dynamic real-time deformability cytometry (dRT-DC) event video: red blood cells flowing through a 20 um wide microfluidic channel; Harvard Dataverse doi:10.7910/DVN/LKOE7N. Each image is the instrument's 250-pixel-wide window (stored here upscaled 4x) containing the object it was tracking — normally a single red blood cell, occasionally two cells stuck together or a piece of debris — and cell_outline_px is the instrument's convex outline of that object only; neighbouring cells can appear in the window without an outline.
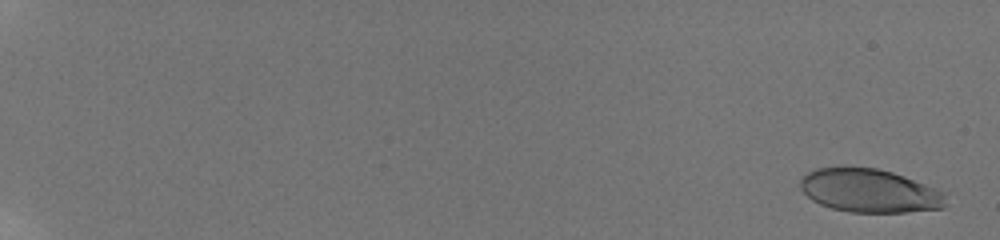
{"species": "human", "species_latin": "Homo sapiens", "temperature_condition": "room temperature", "stored_images_in_passage": 27, "camera_frame_rate_fps": 3000, "um_per_image_px": 0.085, "donor": {"sex": "male"}, "frame": {"image": 1, "passage_image": 3, "time_ms": 0.667, "image_size_px": [1000, 240], "cell_outline_px": [[944, 208], [904, 212], [848, 212], [832, 208], [820, 204], [812, 200], [800, 188], [800, 176], [816, 168], [840, 164], [848, 164], [876, 168], [892, 172], [904, 176], [936, 188], [944, 192]], "centroid_in_image_um": [73.83, 16.16], "position_along_channel_um": 11.2, "area_um2": 37.57}}
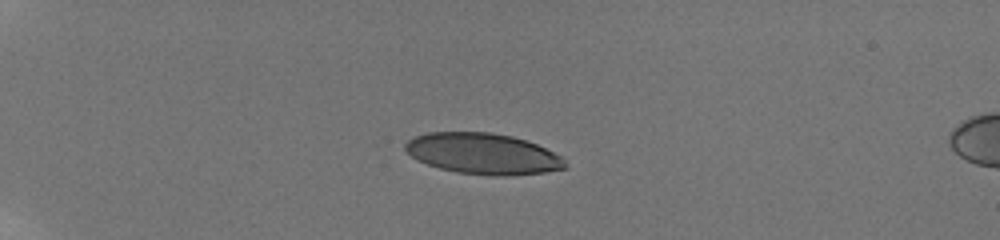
{"frame": {"image": 2, "passage_image": 14, "time_ms": 4.333, "image_size_px": [1000, 240], "cell_outline_px": [[568, 168], [544, 172], [508, 176], [492, 176], [456, 172], [440, 168], [428, 164], [412, 156], [404, 148], [404, 144], [412, 136], [428, 132], [488, 132], [512, 136], [536, 144], [560, 156], [564, 160]], "centroid_in_image_um": [41.04, 13.06], "position_along_channel_um": 44.0, "area_um2": 38.03}}
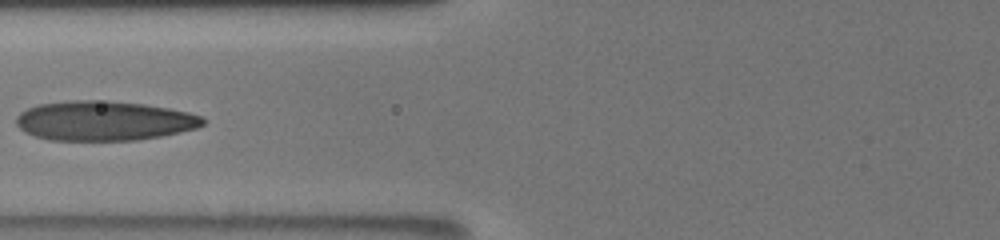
{"frame": {"image": 3, "passage_image": 21, "time_ms": 6.667, "image_size_px": [1000, 240], "cell_outline_px": [[204, 124], [196, 128], [160, 136], [136, 140], [48, 140], [24, 132], [16, 124], [16, 116], [20, 112], [28, 108], [40, 104], [72, 100], [108, 100], [144, 104], [168, 108], [188, 112], [200, 116], [204, 120]], "centroid_in_image_um": [8.81, 10.26], "position_along_channel_um": 117.0, "area_um2": 43.0}}